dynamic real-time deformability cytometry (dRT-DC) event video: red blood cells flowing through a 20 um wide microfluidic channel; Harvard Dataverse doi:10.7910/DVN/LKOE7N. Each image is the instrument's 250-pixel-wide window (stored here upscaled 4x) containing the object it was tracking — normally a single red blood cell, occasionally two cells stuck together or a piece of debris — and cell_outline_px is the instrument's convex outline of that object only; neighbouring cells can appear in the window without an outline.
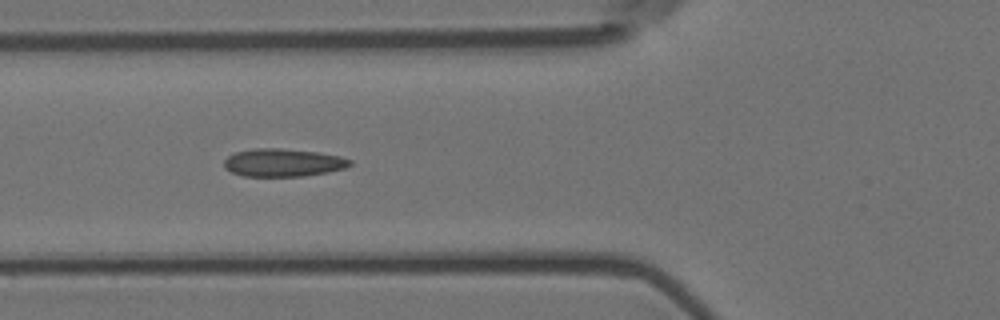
{"species": "Egyptian fruit bat (a non-hibernating species)", "species_latin": "Rousettus aegyptiacus", "temperature_condition": "room temperature", "stored_images_in_passage": 8, "camera_frame_rate_fps": 3000, "um_per_image_px": 0.085, "animal": {"sex": "female"}, "frame": {"image": 1, "passage_image": 5, "time_ms": 1.333, "image_size_px": [1000, 320], "cell_outline_px": [[352, 164], [344, 168], [328, 172], [304, 176], [244, 176], [232, 172], [224, 168], [224, 160], [228, 156], [236, 152], [252, 148], [280, 148], [316, 152], [340, 156], [352, 160]], "centroid_in_image_um": [24.05, 13.82], "position_along_channel_um": 101.7, "area_um2": 20.46}}
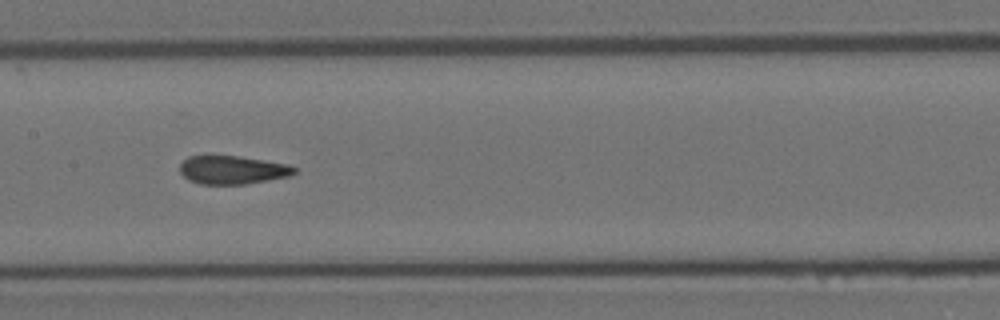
{"frame": {"image": 2, "passage_image": 7, "time_ms": 2.0, "image_size_px": [1000, 320], "cell_outline_px": [[296, 172], [292, 176], [244, 184], [200, 184], [188, 180], [180, 172], [180, 164], [188, 156], [236, 156], [264, 160], [288, 164], [296, 168]], "centroid_in_image_um": [19.77, 14.45], "position_along_channel_um": 187.6, "area_um2": 18.9}}
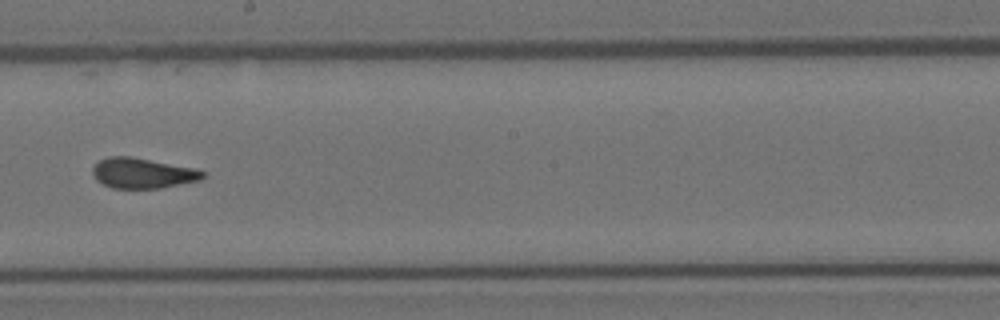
{"frame": {"image": 3, "passage_image": 8, "time_ms": 2.333, "image_size_px": [1000, 320], "cell_outline_px": [[208, 172], [200, 180], [160, 188], [112, 188], [96, 180], [92, 172], [92, 168], [100, 160], [108, 156], [132, 156], [196, 168]], "centroid_in_image_um": [12.15, 14.7], "position_along_channel_um": 236.1, "area_um2": 19.59}}